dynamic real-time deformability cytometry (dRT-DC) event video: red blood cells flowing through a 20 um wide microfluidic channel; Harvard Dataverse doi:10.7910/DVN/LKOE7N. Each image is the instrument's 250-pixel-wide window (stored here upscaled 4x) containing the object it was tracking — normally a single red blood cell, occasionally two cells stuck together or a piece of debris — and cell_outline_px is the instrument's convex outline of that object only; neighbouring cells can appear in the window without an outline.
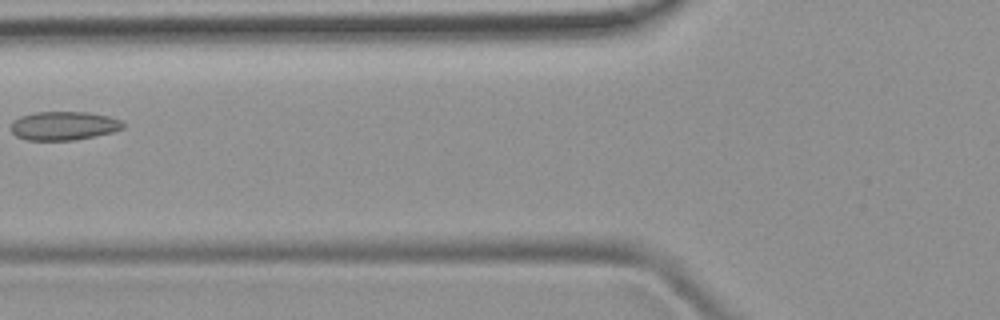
{"species": "common noctule bat (a hibernating species)", "species_latin": "Nyctalus noctula", "temperature_condition": "room temperature", "stored_images_in_passage": 6, "camera_frame_rate_fps": 3000, "um_per_image_px": 0.085, "animal": {"sex": "female", "body_mass_g": 19.9}, "frame": {"image": 1, "passage_image": 5, "time_ms": 4.667, "image_size_px": [1000, 320], "cell_outline_px": [[124, 128], [112, 132], [76, 140], [28, 140], [16, 136], [12, 132], [12, 120], [20, 116], [36, 112], [88, 112], [108, 116], [120, 120], [124, 124]], "centroid_in_image_um": [5.41, 10.69], "position_along_channel_um": 120.4, "area_um2": 18.73}}
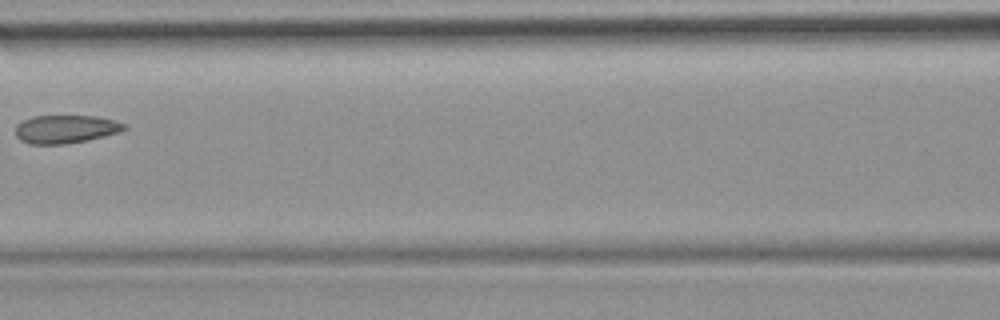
{"frame": {"image": 2, "passage_image": 6, "time_ms": 5.667, "image_size_px": [1000, 320], "cell_outline_px": [[128, 128], [120, 132], [104, 136], [64, 144], [32, 144], [20, 140], [16, 136], [16, 124], [32, 116], [96, 116], [116, 120], [124, 124]], "centroid_in_image_um": [5.58, 10.96], "position_along_channel_um": 161.0, "area_um2": 17.8}}